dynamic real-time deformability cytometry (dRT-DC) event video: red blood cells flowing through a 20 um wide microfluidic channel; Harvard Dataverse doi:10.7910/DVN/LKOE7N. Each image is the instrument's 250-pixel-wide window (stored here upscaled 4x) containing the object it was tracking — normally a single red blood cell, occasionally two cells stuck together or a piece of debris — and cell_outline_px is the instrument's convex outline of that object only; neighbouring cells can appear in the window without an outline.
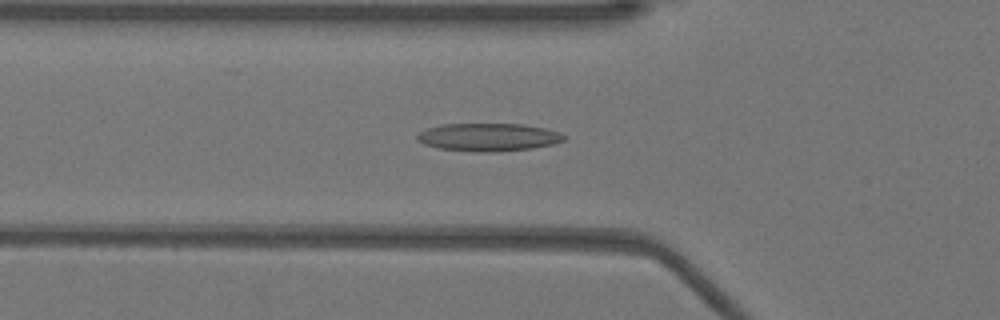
{"species": "Egyptian fruit bat (a non-hibernating species)", "species_latin": "Rousettus aegyptiacus", "temperature_condition": "warm", "stored_images_in_passage": 52, "camera_frame_rate_fps": 3000, "um_per_image_px": 0.085, "animal": {"sex": "female"}, "frame": {"image": 1, "passage_image": 17, "time_ms": 5.333, "image_size_px": [1000, 320], "cell_outline_px": [[568, 136], [564, 140], [552, 144], [532, 148], [492, 152], [480, 152], [440, 148], [424, 144], [416, 140], [416, 136], [420, 132], [428, 128], [444, 124], [524, 124], [544, 128], [560, 132]], "centroid_in_image_um": [41.54, 11.65], "position_along_channel_um": 84.3, "area_um2": 23.76}}
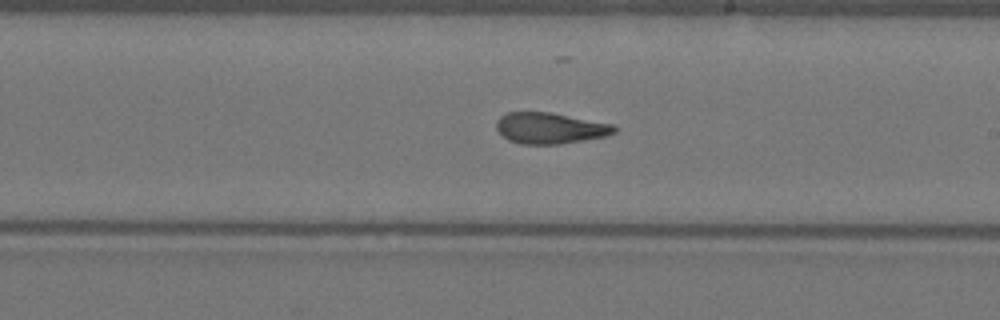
{"frame": {"image": 2, "passage_image": 29, "time_ms": 9.333, "image_size_px": [1000, 320], "cell_outline_px": [[616, 132], [608, 136], [560, 144], [520, 144], [508, 140], [496, 128], [496, 120], [500, 116], [508, 112], [552, 112], [612, 124], [616, 128]], "centroid_in_image_um": [46.75, 10.89], "position_along_channel_um": 242.2, "area_um2": 21.44}}
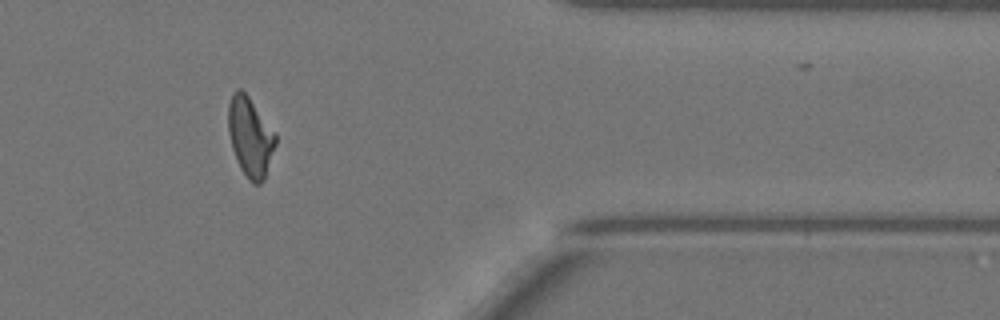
{"frame": {"image": 3, "passage_image": 42, "time_ms": 13.667, "image_size_px": [1000, 320], "cell_outline_px": [[276, 144], [264, 180], [260, 184], [252, 184], [248, 180], [240, 168], [232, 148], [228, 132], [228, 104], [232, 92], [236, 88], [240, 88], [248, 96], [276, 132]], "centroid_in_image_um": [21.26, 11.63], "position_along_channel_um": 390.1, "area_um2": 22.08}, "authors_computed_cell_mechanics": {"area_um2": 22.0218, "velocity_mm_per_s": 3.9229, "shape_relaxation_time_tau1_ms": 11.084, "shape_relaxation_time_tau2_ms": 1.4787, "deformation_change_tau1": 0.3126, "deformation_change_tau2": 0.0997}}